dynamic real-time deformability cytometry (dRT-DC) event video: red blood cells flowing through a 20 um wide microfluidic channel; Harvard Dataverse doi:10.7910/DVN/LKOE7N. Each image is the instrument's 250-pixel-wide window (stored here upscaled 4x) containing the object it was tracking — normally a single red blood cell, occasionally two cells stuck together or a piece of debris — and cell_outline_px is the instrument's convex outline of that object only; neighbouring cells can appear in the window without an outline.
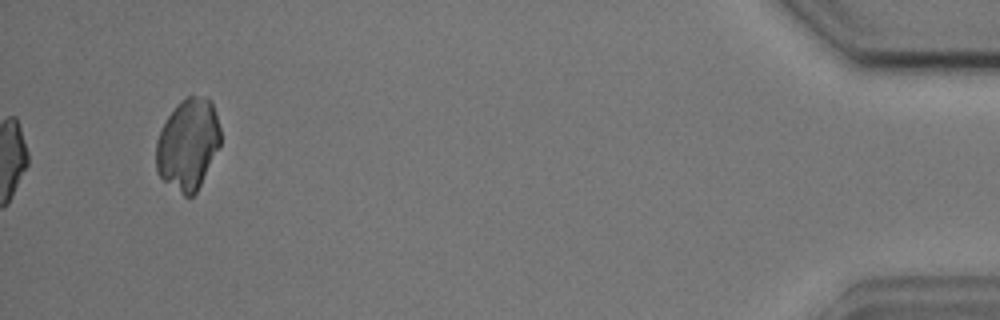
{"species": "common noctule bat (a hibernating species)", "species_latin": "Nyctalus noctula", "temperature_condition": "cold", "stored_images_in_passage": 14, "camera_frame_rate_fps": 3000, "um_per_image_px": 0.085, "animal": {"sex": "male", "body_mass_g": 17.9, "forearm_length_mm": 54.2}, "frame": {"image": 1, "passage_image": 14, "time_ms": 17.333, "image_size_px": [1000, 320], "cell_outline_px": [[220, 144], [196, 192], [192, 196], [184, 196], [164, 180], [156, 172], [156, 140], [168, 116], [176, 104], [180, 100], [188, 96], [208, 96], [212, 100], [216, 112], [220, 128]], "centroid_in_image_um": [15.98, 12.22], "position_along_channel_um": 419.2, "area_um2": 34.1}}